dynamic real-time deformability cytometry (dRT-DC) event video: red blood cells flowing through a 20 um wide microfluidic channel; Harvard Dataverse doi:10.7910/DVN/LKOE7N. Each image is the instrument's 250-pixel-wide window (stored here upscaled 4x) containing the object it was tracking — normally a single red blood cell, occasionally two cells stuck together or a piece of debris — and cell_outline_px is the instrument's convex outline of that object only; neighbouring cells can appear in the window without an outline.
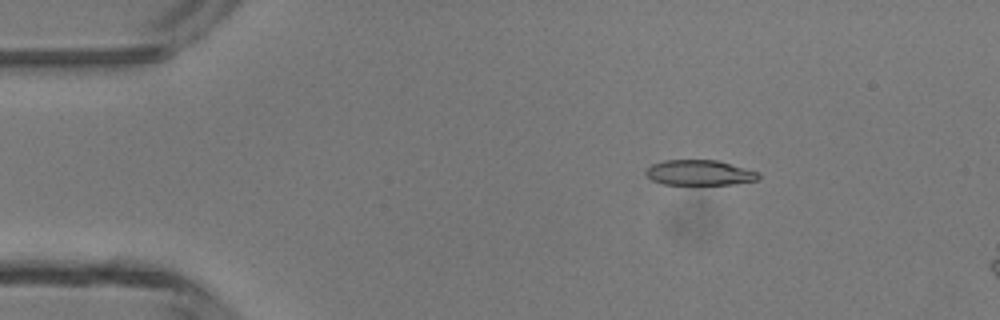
{"species": "common noctule bat (a hibernating species)", "species_latin": "Nyctalus noctula", "temperature_condition": "room temperature", "stored_images_in_passage": 5, "camera_frame_rate_fps": 3000, "um_per_image_px": 0.085, "animal": {"sex": "male", "body_mass_g": 13.3}, "frame": {"image": 1, "passage_image": 3, "time_ms": 2.333, "image_size_px": [1000, 320], "cell_outline_px": [[760, 180], [732, 184], [664, 184], [652, 180], [644, 172], [652, 164], [664, 160], [716, 160], [760, 172]], "centroid_in_image_um": [59.49, 14.68], "position_along_channel_um": 25.5, "area_um2": 16.53}}